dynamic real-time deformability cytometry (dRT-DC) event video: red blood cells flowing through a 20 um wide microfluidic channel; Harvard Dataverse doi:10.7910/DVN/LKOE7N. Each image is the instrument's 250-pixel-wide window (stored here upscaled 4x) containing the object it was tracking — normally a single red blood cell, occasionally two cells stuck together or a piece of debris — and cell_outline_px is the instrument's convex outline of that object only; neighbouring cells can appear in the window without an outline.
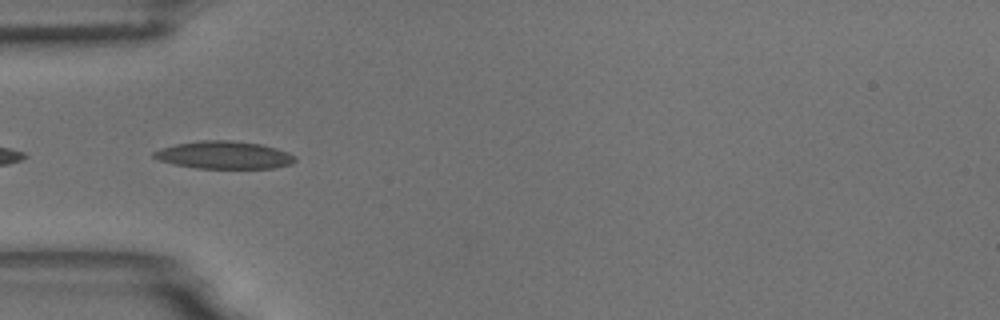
{"species": "common noctule bat (a hibernating species)", "species_latin": "Nyctalus noctula", "temperature_condition": "room temperature", "stored_images_in_passage": 5, "camera_frame_rate_fps": 3000, "um_per_image_px": 0.085, "animal": {"sex": "male", "body_mass_g": 18.8}, "frame": {"image": 1, "passage_image": 2, "time_ms": 0.333, "image_size_px": [1000, 320], "cell_outline_px": [[296, 160], [292, 164], [272, 168], [196, 168], [176, 164], [160, 160], [152, 156], [152, 152], [160, 148], [176, 144], [200, 140], [232, 140], [260, 144], [276, 148], [288, 152], [296, 156]], "centroid_in_image_um": [19.06, 13.17], "position_along_channel_um": 65.9, "area_um2": 22.72}}